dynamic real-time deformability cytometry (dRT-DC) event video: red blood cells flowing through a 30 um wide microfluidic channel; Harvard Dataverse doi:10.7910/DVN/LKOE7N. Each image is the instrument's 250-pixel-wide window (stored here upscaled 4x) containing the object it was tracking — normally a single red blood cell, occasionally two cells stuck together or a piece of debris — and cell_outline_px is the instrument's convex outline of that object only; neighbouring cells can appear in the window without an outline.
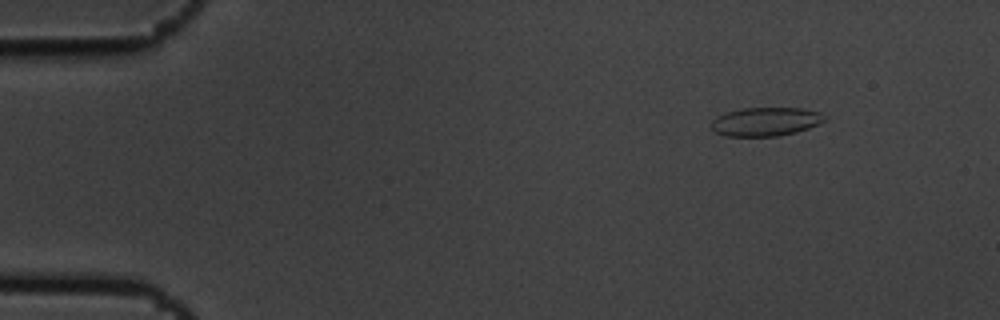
{"species": "common noctule bat (a hibernating species)", "species_latin": "Nyctalus noctula", "temperature_condition": "cold", "stored_images_in_passage": 5, "camera_frame_rate_fps": 3000, "um_per_image_px": 0.085, "animal": {"sex": "male", "body_mass_g": 19.5, "forearm_length_mm": 54.6}, "frame": {"image": 1, "passage_image": 2, "time_ms": 0.333, "image_size_px": [1000, 320], "cell_outline_px": [[828, 116], [824, 120], [808, 128], [796, 132], [776, 136], [728, 136], [716, 132], [712, 128], [712, 120], [716, 116], [740, 108], [804, 108], [820, 112]], "centroid_in_image_um": [65.09, 10.33], "position_along_channel_um": 19.9, "area_um2": 18.84}}